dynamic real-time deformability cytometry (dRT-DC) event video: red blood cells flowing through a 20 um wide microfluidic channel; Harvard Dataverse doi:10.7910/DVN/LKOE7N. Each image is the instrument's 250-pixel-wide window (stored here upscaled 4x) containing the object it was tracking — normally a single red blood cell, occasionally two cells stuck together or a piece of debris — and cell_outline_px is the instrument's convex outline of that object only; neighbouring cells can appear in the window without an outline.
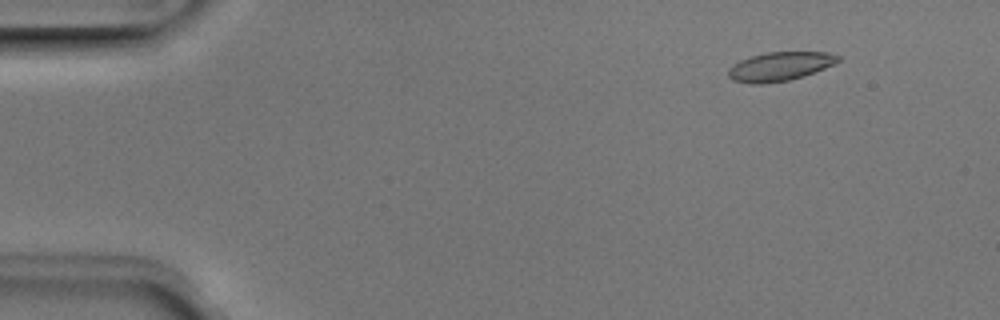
{"species": "Egyptian fruit bat (a non-hibernating species)", "species_latin": "Rousettus aegyptiacus", "temperature_condition": "room temperature", "stored_images_in_passage": 12, "camera_frame_rate_fps": 3000, "um_per_image_px": 0.085, "animal": {"sex": "male"}, "frame": {"image": 1, "passage_image": 6, "time_ms": 1.667, "image_size_px": [1000, 320], "cell_outline_px": [[840, 60], [824, 68], [804, 76], [788, 80], [764, 84], [752, 84], [732, 80], [728, 76], [728, 68], [732, 64], [740, 60], [752, 56], [768, 52], [828, 52], [840, 56]], "centroid_in_image_um": [66.25, 5.65], "position_along_channel_um": 18.7, "area_um2": 18.44}}